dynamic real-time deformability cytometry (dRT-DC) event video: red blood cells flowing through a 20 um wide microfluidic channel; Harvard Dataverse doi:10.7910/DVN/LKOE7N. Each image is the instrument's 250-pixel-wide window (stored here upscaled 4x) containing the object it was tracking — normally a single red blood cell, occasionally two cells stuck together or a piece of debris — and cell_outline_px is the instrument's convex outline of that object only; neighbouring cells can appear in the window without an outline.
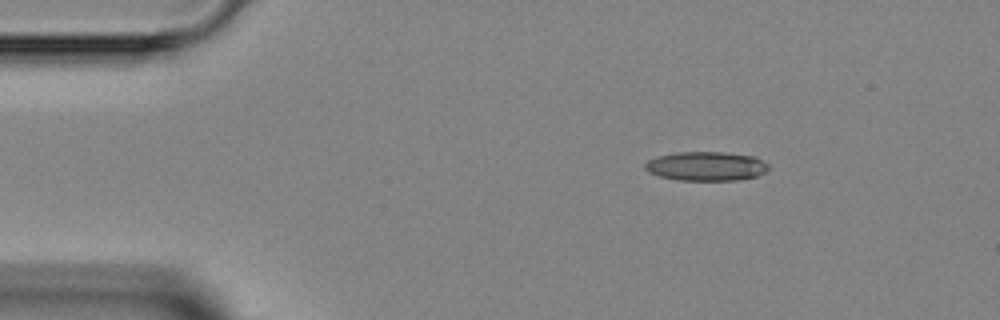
{"species": "Egyptian fruit bat (a non-hibernating species)", "species_latin": "Rousettus aegyptiacus", "temperature_condition": "room temperature", "stored_images_in_passage": 3, "camera_frame_rate_fps": 3000, "um_per_image_px": 0.085, "animal": {"sex": "female"}, "frame": {"image": 1, "passage_image": 1, "time_ms": 0.0, "image_size_px": [1000, 320], "cell_outline_px": [[768, 168], [764, 172], [756, 176], [736, 180], [676, 180], [660, 176], [648, 172], [644, 168], [644, 164], [648, 160], [656, 156], [676, 152], [724, 152], [756, 156], [768, 164]], "centroid_in_image_um": [60.0, 14.12], "position_along_channel_um": 25.0, "area_um2": 21.04}}